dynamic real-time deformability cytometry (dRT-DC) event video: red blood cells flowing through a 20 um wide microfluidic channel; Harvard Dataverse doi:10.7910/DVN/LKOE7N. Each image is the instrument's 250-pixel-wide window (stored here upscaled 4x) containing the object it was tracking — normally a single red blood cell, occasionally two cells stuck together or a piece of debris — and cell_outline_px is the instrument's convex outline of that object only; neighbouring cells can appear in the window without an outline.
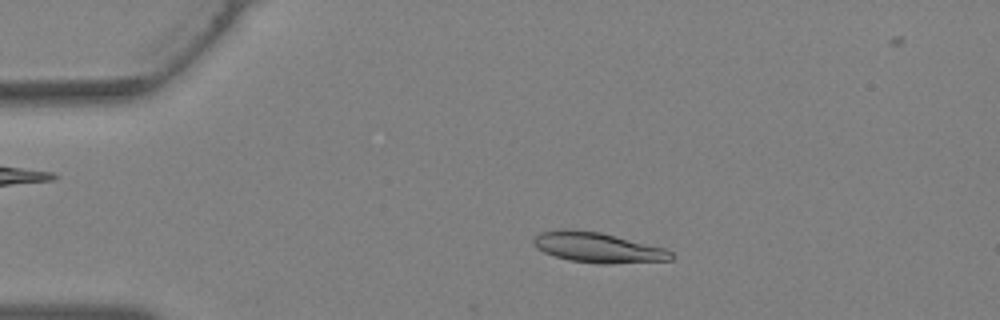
{"species": "Egyptian fruit bat (a non-hibernating species)", "species_latin": "Rousettus aegyptiacus", "temperature_condition": "warm", "stored_images_in_passage": 37, "camera_frame_rate_fps": 3000, "um_per_image_px": 0.085, "animal": {"sex": "female"}, "frame": {"image": 1, "passage_image": 7, "time_ms": 2.0, "image_size_px": [1000, 320], "cell_outline_px": [[676, 256], [672, 260], [604, 264], [568, 260], [544, 252], [536, 248], [532, 244], [532, 240], [540, 232], [564, 228], [572, 228], [600, 232], [664, 248], [672, 252]], "centroid_in_image_um": [50.78, 21.03], "position_along_channel_um": 34.2, "area_um2": 24.28}}
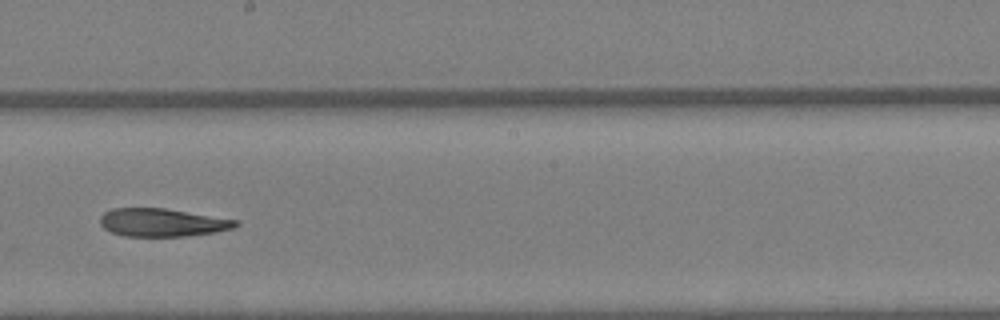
{"frame": {"image": 2, "passage_image": 21, "time_ms": 6.667, "image_size_px": [1000, 320], "cell_outline_px": [[240, 224], [232, 228], [216, 232], [184, 236], [124, 236], [112, 232], [104, 228], [100, 224], [100, 216], [104, 212], [112, 208], [164, 208], [236, 220]], "centroid_in_image_um": [13.75, 18.91], "position_along_channel_um": 234.5, "area_um2": 21.96}}
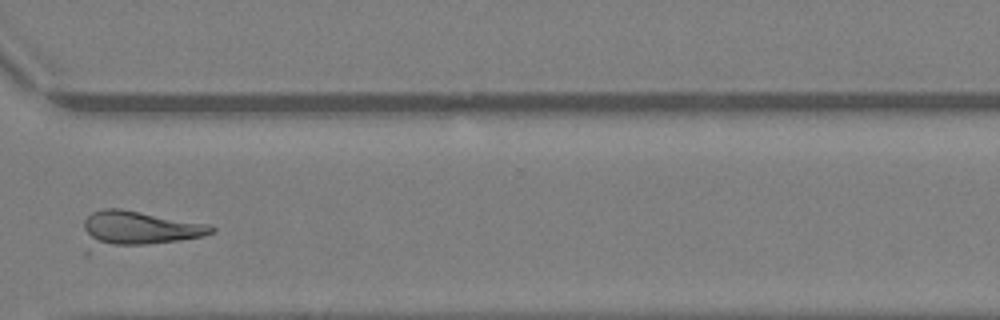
{"frame": {"image": 3, "passage_image": 28, "time_ms": 9.0, "image_size_px": [1000, 320], "cell_outline_px": [[216, 228], [212, 232], [204, 236], [180, 240], [144, 244], [92, 244], [84, 228], [84, 220], [92, 212], [104, 208], [120, 208], [212, 224]], "centroid_in_image_um": [11.91, 19.34], "position_along_channel_um": 358.7, "area_um2": 24.85}}